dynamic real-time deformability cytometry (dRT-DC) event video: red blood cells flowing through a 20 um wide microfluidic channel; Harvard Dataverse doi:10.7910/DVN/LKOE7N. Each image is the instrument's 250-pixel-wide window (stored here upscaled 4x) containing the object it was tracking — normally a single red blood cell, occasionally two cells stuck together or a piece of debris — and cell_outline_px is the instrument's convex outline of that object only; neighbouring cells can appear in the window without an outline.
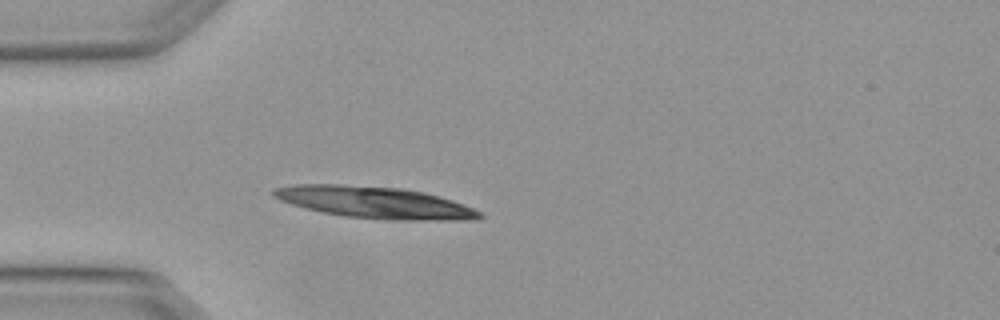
{"species": "Egyptian fruit bat (a non-hibernating species)", "species_latin": "Rousettus aegyptiacus", "temperature_condition": "warm", "stored_images_in_passage": 2, "camera_frame_rate_fps": 3000, "um_per_image_px": 0.085, "animal": {"sex": "female"}, "frame": {"image": 1, "passage_image": 2, "time_ms": 0.333, "image_size_px": [1000, 320], "cell_outline_px": [[484, 216], [472, 220], [396, 220], [344, 216], [324, 212], [292, 204], [280, 200], [272, 196], [272, 192], [276, 188], [292, 184], [340, 184], [404, 188], [424, 192], [452, 200], [472, 208], [480, 212]], "centroid_in_image_um": [31.86, 17.2], "position_along_channel_um": 53.1, "area_um2": 37.86}}